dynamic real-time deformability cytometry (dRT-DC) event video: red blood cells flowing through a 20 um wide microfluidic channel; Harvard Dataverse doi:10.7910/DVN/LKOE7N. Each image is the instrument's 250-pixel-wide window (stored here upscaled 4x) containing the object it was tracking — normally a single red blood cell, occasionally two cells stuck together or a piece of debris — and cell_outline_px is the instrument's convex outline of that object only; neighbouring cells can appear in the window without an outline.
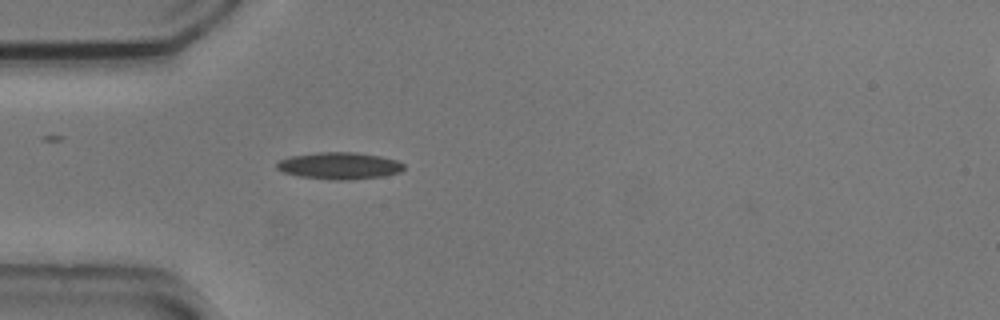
{"species": "common noctule bat (a hibernating species)", "species_latin": "Nyctalus noctula", "temperature_condition": "cold", "stored_images_in_passage": 1, "camera_frame_rate_fps": 3000, "um_per_image_px": 0.085, "animal": {"sex": "male", "body_mass_g": 20.5, "forearm_length_mm": 52.5}, "frame": {"image": 1, "passage_image": 1, "time_ms": 0.0, "image_size_px": [1000, 320], "cell_outline_px": [[404, 168], [400, 172], [384, 176], [348, 180], [336, 180], [300, 176], [284, 172], [276, 168], [276, 164], [280, 160], [288, 156], [316, 152], [356, 152], [380, 156], [396, 160], [404, 164]], "centroid_in_image_um": [28.84, 14.08], "position_along_channel_um": 56.2, "area_um2": 19.94}}